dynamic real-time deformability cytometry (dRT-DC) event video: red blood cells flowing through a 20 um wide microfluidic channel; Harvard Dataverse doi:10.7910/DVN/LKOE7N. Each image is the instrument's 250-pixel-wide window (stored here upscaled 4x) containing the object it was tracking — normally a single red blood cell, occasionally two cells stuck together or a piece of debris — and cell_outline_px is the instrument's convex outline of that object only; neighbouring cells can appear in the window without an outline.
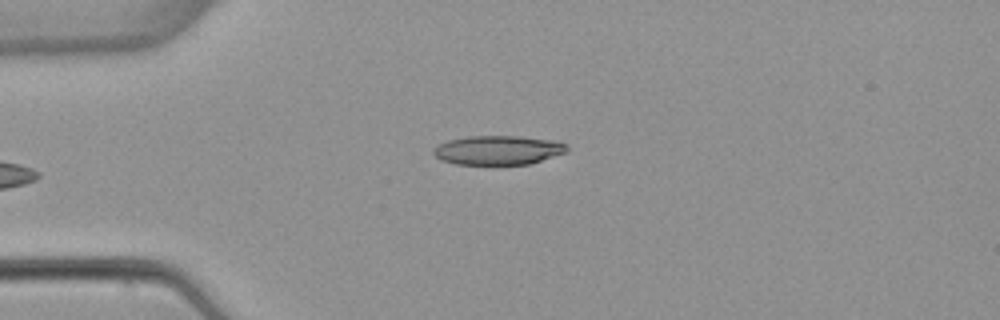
{"species": "common noctule bat (a hibernating species)", "species_latin": "Nyctalus noctula", "temperature_condition": "warm", "stored_images_in_passage": 4, "camera_frame_rate_fps": 3000, "um_per_image_px": 0.085, "animal": {"sex": "female", "body_mass_g": 22.7, "forearm_length_mm": 54.2}, "frame": {"image": 1, "passage_image": 4, "time_ms": 4.0, "image_size_px": [1000, 320], "cell_outline_px": [[568, 148], [564, 152], [528, 164], [492, 168], [456, 164], [440, 160], [432, 152], [432, 148], [448, 140], [468, 136], [520, 136], [560, 140], [568, 144]], "centroid_in_image_um": [42.31, 12.8], "position_along_channel_um": 42.7, "area_um2": 23.76}}